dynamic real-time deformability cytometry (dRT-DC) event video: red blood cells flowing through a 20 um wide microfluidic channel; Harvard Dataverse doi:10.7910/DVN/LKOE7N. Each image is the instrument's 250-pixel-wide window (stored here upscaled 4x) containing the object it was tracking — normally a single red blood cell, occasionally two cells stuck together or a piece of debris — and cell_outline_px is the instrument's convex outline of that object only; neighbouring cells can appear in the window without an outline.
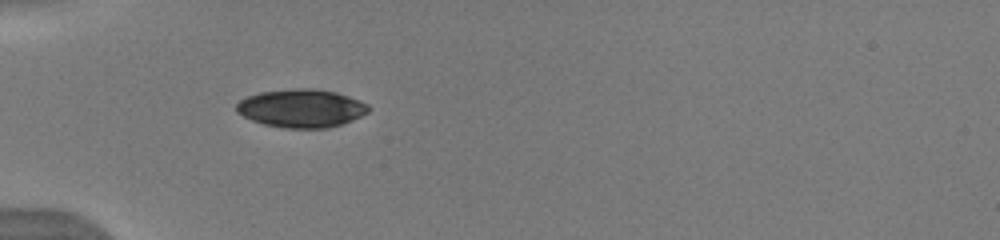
{"species": "human", "species_latin": "Homo sapiens", "temperature_condition": "warm", "stored_images_in_passage": 2, "camera_frame_rate_fps": 3000, "um_per_image_px": 0.085, "donor": {"sex": "male"}, "frame": {"image": 1, "passage_image": 1, "time_ms": 0.0, "image_size_px": [1000, 240], "cell_outline_px": [[372, 108], [368, 112], [352, 120], [328, 128], [280, 128], [264, 124], [252, 120], [236, 112], [236, 104], [240, 100], [248, 96], [260, 92], [296, 88], [316, 88], [336, 92], [360, 100], [368, 104]], "centroid_in_image_um": [25.63, 9.2], "position_along_channel_um": 59.4, "area_um2": 29.54}}